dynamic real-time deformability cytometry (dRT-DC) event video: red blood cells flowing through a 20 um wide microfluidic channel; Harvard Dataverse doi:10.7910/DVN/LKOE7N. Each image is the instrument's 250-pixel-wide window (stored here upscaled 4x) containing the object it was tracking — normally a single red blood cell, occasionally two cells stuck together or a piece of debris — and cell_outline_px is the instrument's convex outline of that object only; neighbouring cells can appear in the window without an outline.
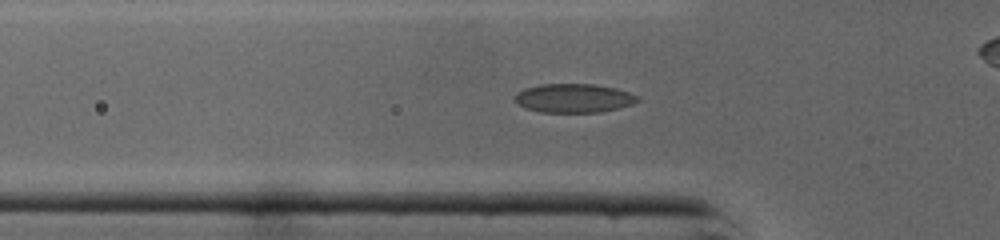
{"species": "common noctule bat (a hibernating species)", "species_latin": "Nyctalus noctula", "temperature_condition": "cold", "stored_images_in_passage": 44, "camera_frame_rate_fps": 3000, "um_per_image_px": 0.085, "animal": {"sex": "male", "body_mass_g": 19.0, "forearm_length_mm": 50.8}, "frame": {"image": 1, "passage_image": 13, "time_ms": 4.0, "image_size_px": [1000, 240], "cell_outline_px": [[640, 100], [632, 104], [600, 112], [540, 112], [524, 108], [512, 96], [516, 92], [524, 88], [540, 84], [592, 84], [616, 88], [640, 96]], "centroid_in_image_um": [48.75, 8.34], "position_along_channel_um": 77.1, "area_um2": 20.69}}
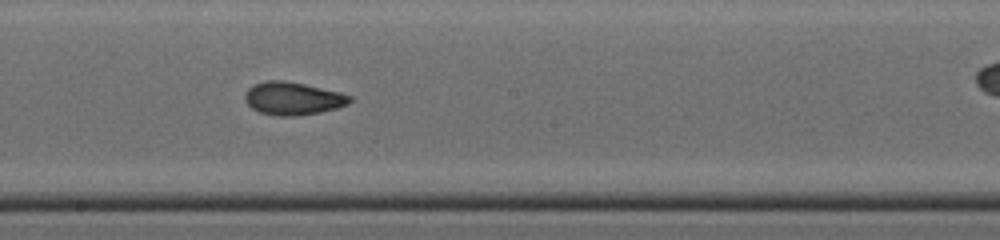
{"frame": {"image": 2, "passage_image": 23, "time_ms": 7.333, "image_size_px": [1000, 240], "cell_outline_px": [[352, 100], [348, 104], [336, 108], [320, 112], [296, 116], [276, 116], [260, 112], [252, 108], [244, 100], [244, 92], [248, 88], [256, 84], [268, 80], [284, 80], [304, 84], [340, 92], [352, 96]], "centroid_in_image_um": [24.88, 8.37], "position_along_channel_um": 223.3, "area_um2": 20.11}}
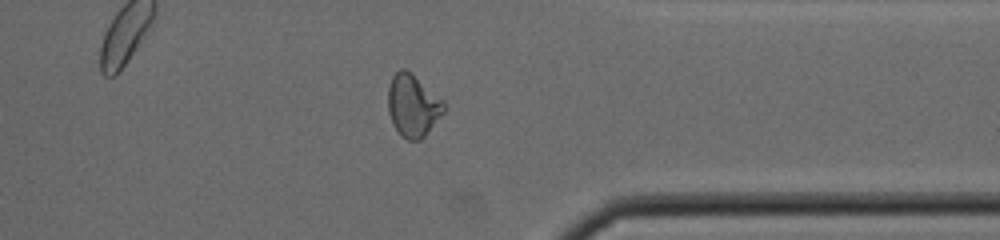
{"frame": {"image": 3, "passage_image": 34, "time_ms": 11.0, "image_size_px": [1000, 240], "cell_outline_px": [[444, 112], [424, 136], [420, 140], [408, 140], [392, 124], [388, 112], [388, 88], [392, 76], [400, 68], [404, 68], [444, 100]], "centroid_in_image_um": [35.08, 8.96], "position_along_channel_um": 376.3, "area_um2": 19.94}, "authors_computed_cell_mechanics": {"area_um2": 20.1144, "velocity_mm_per_s": 4.386, "shape_relaxation_time_tau1_ms": 8.7543, "shape_relaxation_time_tau2_ms": 3.2077, "deformation_change_tau1": 0.2206, "deformation_change_tau2": 0.069}}